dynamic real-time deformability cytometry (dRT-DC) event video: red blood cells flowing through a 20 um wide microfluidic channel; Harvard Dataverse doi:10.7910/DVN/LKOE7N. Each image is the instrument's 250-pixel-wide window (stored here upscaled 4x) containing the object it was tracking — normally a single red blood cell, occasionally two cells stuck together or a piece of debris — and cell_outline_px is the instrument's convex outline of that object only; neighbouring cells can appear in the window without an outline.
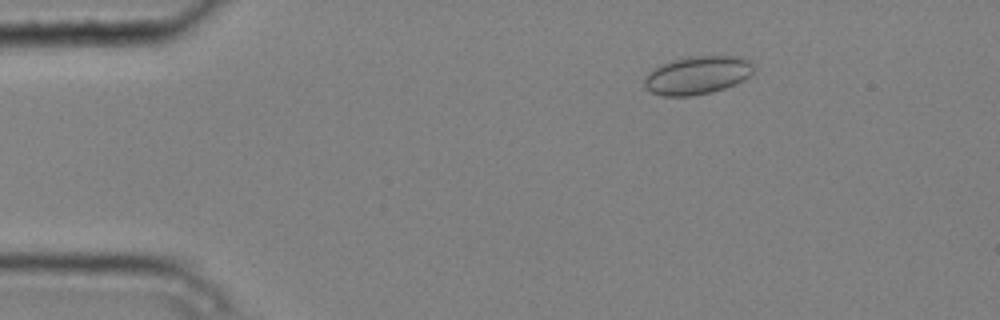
{"species": "common noctule bat (a hibernating species)", "species_latin": "Nyctalus noctula", "temperature_condition": "cold", "stored_images_in_passage": 3, "camera_frame_rate_fps": 3000, "um_per_image_px": 0.085, "animal": {"sex": "male", "body_mass_g": 20.4}, "frame": {"image": 1, "passage_image": 1, "time_ms": 0.0, "image_size_px": [1000, 320], "cell_outline_px": [[752, 72], [744, 80], [736, 84], [712, 92], [692, 96], [664, 96], [652, 92], [644, 84], [644, 76], [648, 72], [660, 64], [672, 60], [688, 56], [740, 56], [752, 60]], "centroid_in_image_um": [59.27, 6.38], "position_along_channel_um": 25.7, "area_um2": 24.45}}